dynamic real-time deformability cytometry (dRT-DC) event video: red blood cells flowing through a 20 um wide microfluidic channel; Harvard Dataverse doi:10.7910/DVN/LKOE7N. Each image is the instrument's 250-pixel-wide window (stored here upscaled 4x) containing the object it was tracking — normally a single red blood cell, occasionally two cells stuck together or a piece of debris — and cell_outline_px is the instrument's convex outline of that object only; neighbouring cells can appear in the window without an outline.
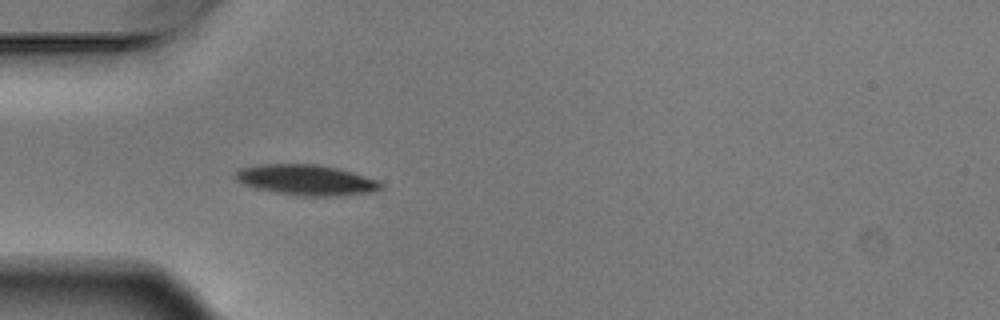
{"species": "Egyptian fruit bat (a non-hibernating species)", "species_latin": "Rousettus aegyptiacus", "temperature_condition": "warm", "stored_images_in_passage": 4, "camera_frame_rate_fps": 3000, "um_per_image_px": 0.085, "animal": {"sex": "male"}, "frame": {"image": 1, "passage_image": 4, "time_ms": 1.0, "image_size_px": [1000, 320], "cell_outline_px": [[384, 188], [372, 192], [336, 196], [300, 196], [272, 192], [244, 184], [236, 180], [236, 172], [240, 168], [260, 164], [320, 164], [352, 172], [380, 180], [384, 184]], "centroid_in_image_um": [26.09, 15.3], "position_along_channel_um": 58.9, "area_um2": 26.01}}